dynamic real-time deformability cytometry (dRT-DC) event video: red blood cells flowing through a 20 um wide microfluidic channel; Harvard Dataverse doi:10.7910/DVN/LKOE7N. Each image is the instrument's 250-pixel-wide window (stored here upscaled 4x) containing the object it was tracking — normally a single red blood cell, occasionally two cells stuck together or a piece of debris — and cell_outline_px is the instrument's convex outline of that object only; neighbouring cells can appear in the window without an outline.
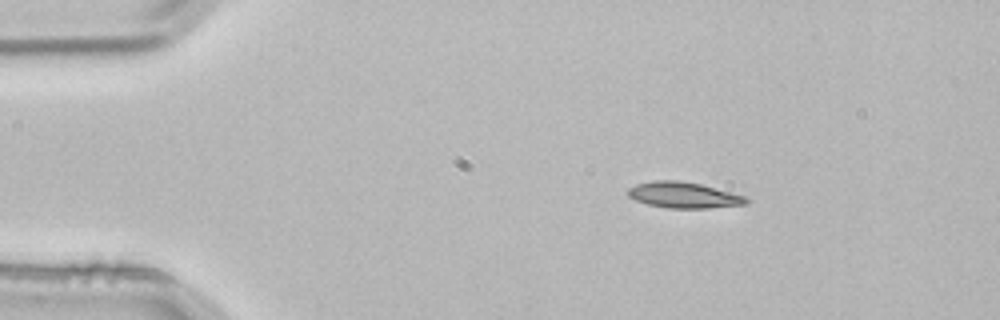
{"species": "common noctule bat (a hibernating species)", "species_latin": "Nyctalus noctula", "temperature_condition": "room temperature", "stored_images_in_passage": 3, "camera_frame_rate_fps": 3000, "um_per_image_px": 0.085, "animal": {"sex": "male", "body_mass_g": 21.5, "forearm_length_mm": 52.0}, "frame": {"image": 1, "passage_image": 1, "time_ms": 0.0, "image_size_px": [1000, 320], "cell_outline_px": [[752, 200], [748, 204], [708, 208], [668, 208], [648, 204], [636, 200], [628, 196], [628, 188], [636, 184], [652, 180], [680, 180], [700, 184], [744, 196]], "centroid_in_image_um": [58.11, 16.58], "position_along_channel_um": 26.9, "area_um2": 17.86}}